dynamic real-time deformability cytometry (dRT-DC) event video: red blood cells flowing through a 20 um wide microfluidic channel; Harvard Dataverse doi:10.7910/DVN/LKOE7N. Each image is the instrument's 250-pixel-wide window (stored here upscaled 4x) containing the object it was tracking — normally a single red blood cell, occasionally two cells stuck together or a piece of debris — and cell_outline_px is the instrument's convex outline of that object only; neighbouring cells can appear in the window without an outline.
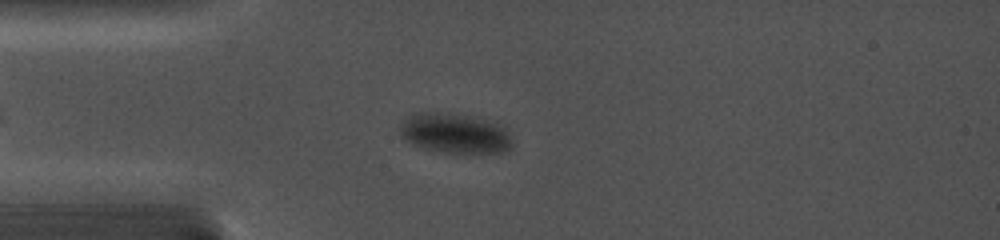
{"species": "common noctule bat (a hibernating species)", "species_latin": "Nyctalus noctula", "temperature_condition": "cold", "stored_images_in_passage": 32, "camera_frame_rate_fps": 5000, "um_per_image_px": 0.085, "animal": {"sex": "female", "body_mass_g": 19.0, "forearm_length_mm": 56.7}, "frame": {"image": 1, "passage_image": 1, "time_ms": 0.0, "image_size_px": [1000, 240], "cell_outline_px": [[512, 148], [504, 152], [444, 152], [424, 148], [412, 144], [400, 136], [400, 120], [412, 112], [448, 112], [480, 116], [500, 120], [512, 140]], "centroid_in_image_um": [38.68, 11.26], "position_along_channel_um": 46.3, "area_um2": 27.17}}
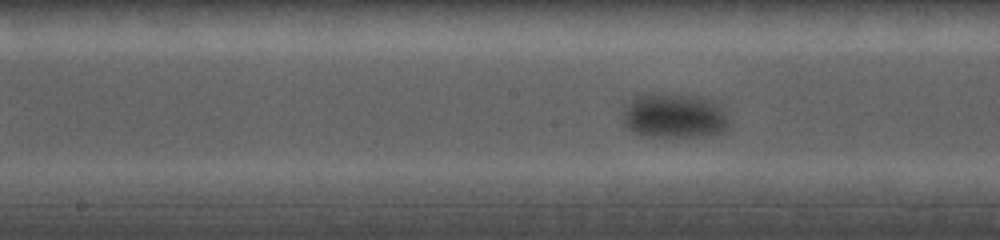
{"frame": {"image": 2, "passage_image": 15, "time_ms": 4.6, "image_size_px": [1000, 240], "cell_outline_px": [[728, 132], [708, 136], [640, 136], [628, 128], [624, 124], [624, 112], [628, 104], [636, 96], [648, 92], [676, 92], [700, 96], [720, 100], [728, 120]], "centroid_in_image_um": [57.4, 9.8], "position_along_channel_um": 190.8, "area_um2": 28.78}}
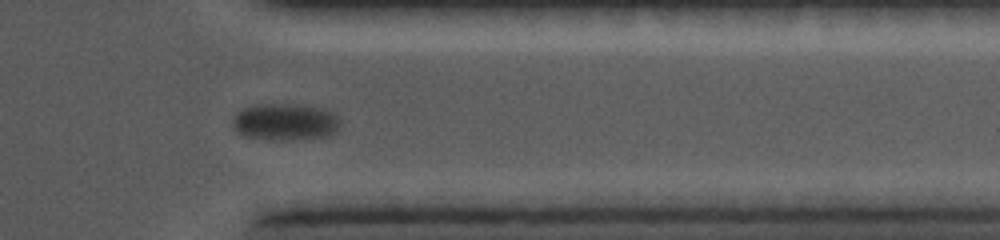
{"frame": {"image": 3, "passage_image": 29, "time_ms": 10.2, "image_size_px": [1000, 240], "cell_outline_px": [[340, 124], [336, 132], [328, 136], [284, 140], [272, 140], [244, 136], [236, 132], [232, 128], [232, 124], [236, 112], [244, 108], [256, 104], [304, 104], [324, 108], [332, 112], [340, 120]], "centroid_in_image_um": [24.23, 10.35], "position_along_channel_um": 387.2, "area_um2": 23.47}}